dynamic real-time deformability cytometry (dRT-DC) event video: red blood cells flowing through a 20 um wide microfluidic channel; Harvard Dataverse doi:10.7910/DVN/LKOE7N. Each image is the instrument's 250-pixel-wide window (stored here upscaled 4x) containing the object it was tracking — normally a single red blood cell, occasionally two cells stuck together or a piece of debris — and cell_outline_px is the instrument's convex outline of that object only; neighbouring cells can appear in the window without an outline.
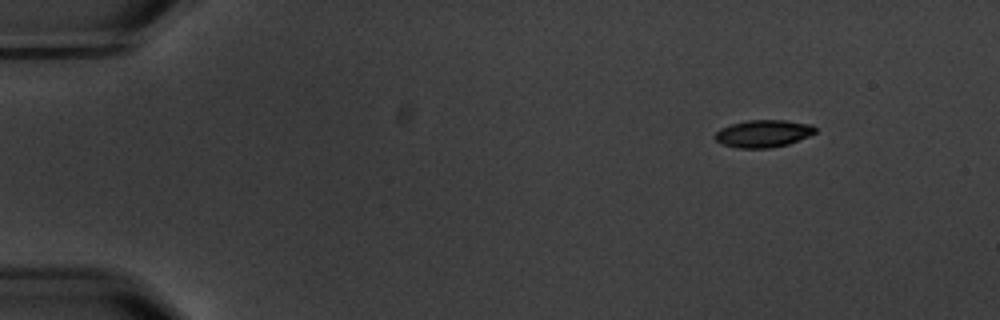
{"species": "common noctule bat (a hibernating species)", "species_latin": "Nyctalus noctula", "temperature_condition": "warm", "stored_images_in_passage": 4, "camera_frame_rate_fps": 3000, "um_per_image_px": 0.085, "animal": {"sex": "male", "body_mass_g": 20.1, "forearm_length_mm": 53.5}, "frame": {"image": 1, "passage_image": 1, "time_ms": 0.0, "image_size_px": [1000, 320], "cell_outline_px": [[816, 132], [808, 136], [788, 144], [768, 148], [736, 148], [720, 144], [712, 136], [720, 128], [732, 124], [748, 120], [784, 120], [812, 124], [816, 128]], "centroid_in_image_um": [64.84, 11.35], "position_along_channel_um": 20.2, "area_um2": 16.07}}